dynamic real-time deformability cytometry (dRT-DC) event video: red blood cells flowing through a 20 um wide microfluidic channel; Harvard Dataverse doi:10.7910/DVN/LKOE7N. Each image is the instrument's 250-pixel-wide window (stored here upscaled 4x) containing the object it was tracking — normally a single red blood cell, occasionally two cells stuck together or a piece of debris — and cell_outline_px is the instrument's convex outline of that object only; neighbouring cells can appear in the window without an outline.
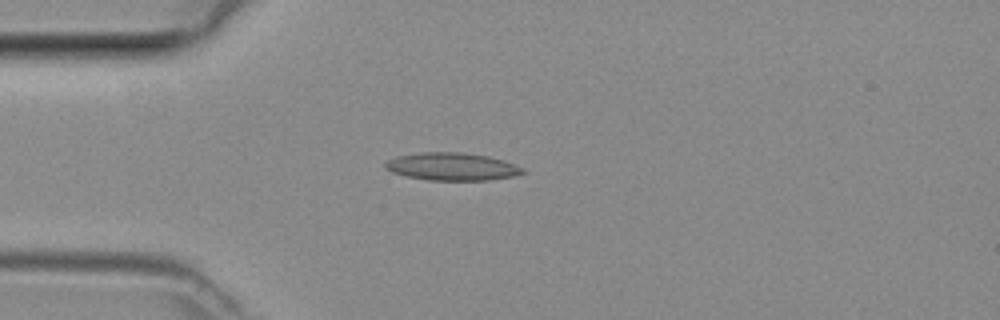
{"species": "common noctule bat (a hibernating species)", "species_latin": "Nyctalus noctula", "temperature_condition": "room temperature", "stored_images_in_passage": 2, "camera_frame_rate_fps": 3000, "um_per_image_px": 0.085, "animal": {"sex": "female", "body_mass_g": 29.2, "forearm_length_mm": 56.3}, "frame": {"image": 1, "passage_image": 2, "time_ms": 0.333, "image_size_px": [1000, 320], "cell_outline_px": [[528, 172], [512, 176], [488, 180], [428, 180], [408, 176], [392, 172], [384, 168], [384, 164], [388, 160], [396, 156], [420, 152], [460, 152], [488, 156], [504, 160], [524, 168]], "centroid_in_image_um": [38.43, 14.15], "position_along_channel_um": 46.6, "area_um2": 22.2}}